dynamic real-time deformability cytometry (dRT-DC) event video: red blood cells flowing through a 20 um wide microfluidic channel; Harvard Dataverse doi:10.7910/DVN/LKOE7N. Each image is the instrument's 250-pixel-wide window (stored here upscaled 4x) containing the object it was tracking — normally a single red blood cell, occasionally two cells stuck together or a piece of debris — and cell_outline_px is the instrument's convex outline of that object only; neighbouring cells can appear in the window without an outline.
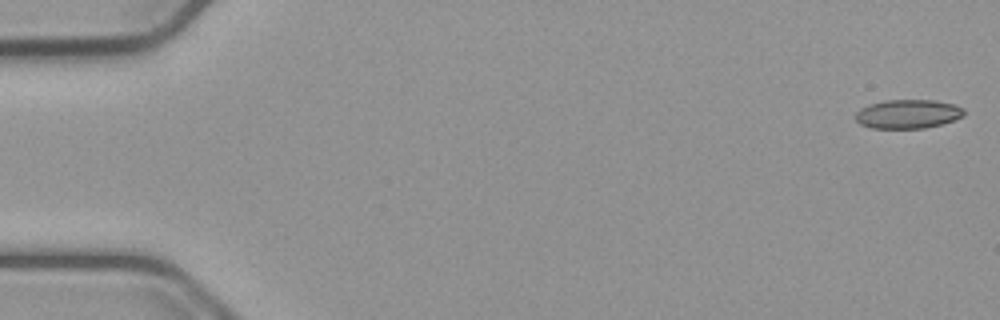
{"species": "common noctule bat (a hibernating species)", "species_latin": "Nyctalus noctula", "temperature_condition": "cold", "stored_images_in_passage": 54, "camera_frame_rate_fps": 3000, "um_per_image_px": 0.085, "animal": {"sex": "male", "body_mass_g": 23.1, "forearm_length_mm": 52.7}, "frame": {"image": 1, "passage_image": 1, "time_ms": 0.0, "image_size_px": [1000, 320], "cell_outline_px": [[964, 116], [940, 124], [924, 128], [872, 128], [860, 124], [856, 120], [856, 112], [860, 108], [868, 104], [884, 100], [936, 100], [956, 104], [964, 108]], "centroid_in_image_um": [77.17, 9.67], "position_along_channel_um": 7.8, "area_um2": 18.38}}
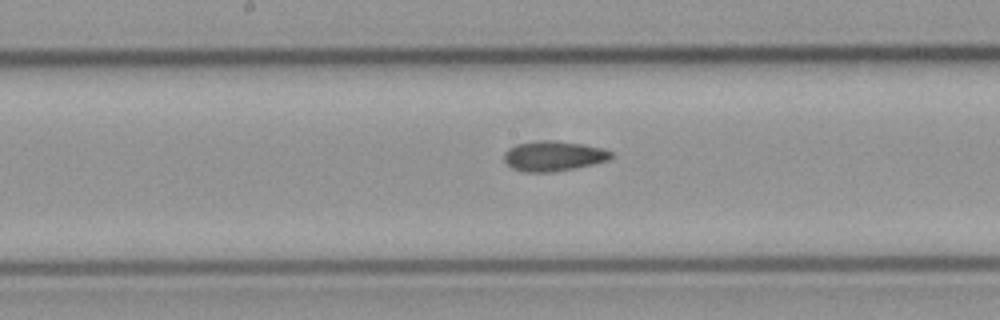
{"frame": {"image": 2, "passage_image": 28, "time_ms": 9.0, "image_size_px": [1000, 320], "cell_outline_px": [[612, 156], [608, 160], [592, 164], [552, 172], [524, 172], [512, 168], [504, 160], [504, 152], [508, 148], [516, 144], [540, 140], [556, 140], [584, 144], [604, 148], [612, 152]], "centroid_in_image_um": [47.03, 13.24], "position_along_channel_um": 201.2, "area_um2": 18.79}}
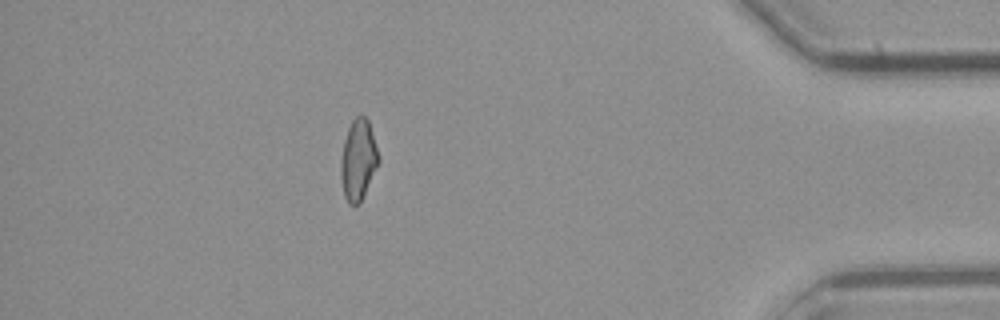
{"frame": {"image": 3, "passage_image": 48, "time_ms": 15.667, "image_size_px": [1000, 320], "cell_outline_px": [[380, 160], [360, 204], [348, 204], [344, 196], [340, 176], [340, 160], [344, 140], [348, 128], [352, 120], [360, 112], [368, 120], [380, 156]], "centroid_in_image_um": [30.44, 13.58], "position_along_channel_um": 404.8, "area_um2": 17.98}, "authors_computed_cell_mechanics": {"area_um2": 18.2937, "velocity_mm_per_s": 3.7868, "shape_relaxation_time_tau1_ms": null, "shape_relaxation_time_tau2_ms": 3.0337, "deformation_change_tau1": null, "deformation_change_tau2": 0.1068}}